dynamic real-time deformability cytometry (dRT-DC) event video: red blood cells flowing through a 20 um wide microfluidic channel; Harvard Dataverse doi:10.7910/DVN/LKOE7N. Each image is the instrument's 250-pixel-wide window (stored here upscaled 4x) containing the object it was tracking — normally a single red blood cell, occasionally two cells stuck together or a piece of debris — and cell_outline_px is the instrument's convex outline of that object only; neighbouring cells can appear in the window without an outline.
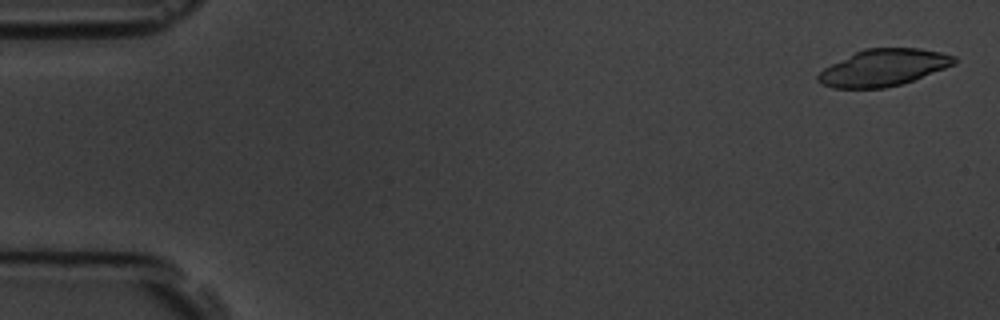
{"species": "common noctule bat (a hibernating species)", "species_latin": "Nyctalus noctula", "temperature_condition": "room temperature", "stored_images_in_passage": 3, "camera_frame_rate_fps": 3000, "um_per_image_px": 0.085, "animal": {"sex": "male", "body_mass_g": 19.5, "forearm_length_mm": 54.6}, "frame": {"image": 1, "passage_image": 1, "time_ms": 0.0, "image_size_px": [1000, 320], "cell_outline_px": [[956, 64], [912, 80], [900, 84], [884, 88], [832, 88], [820, 84], [816, 80], [816, 76], [824, 68], [864, 48], [920, 48], [940, 52], [956, 56]], "centroid_in_image_um": [75.08, 5.75], "position_along_channel_um": 9.9, "area_um2": 29.02}}